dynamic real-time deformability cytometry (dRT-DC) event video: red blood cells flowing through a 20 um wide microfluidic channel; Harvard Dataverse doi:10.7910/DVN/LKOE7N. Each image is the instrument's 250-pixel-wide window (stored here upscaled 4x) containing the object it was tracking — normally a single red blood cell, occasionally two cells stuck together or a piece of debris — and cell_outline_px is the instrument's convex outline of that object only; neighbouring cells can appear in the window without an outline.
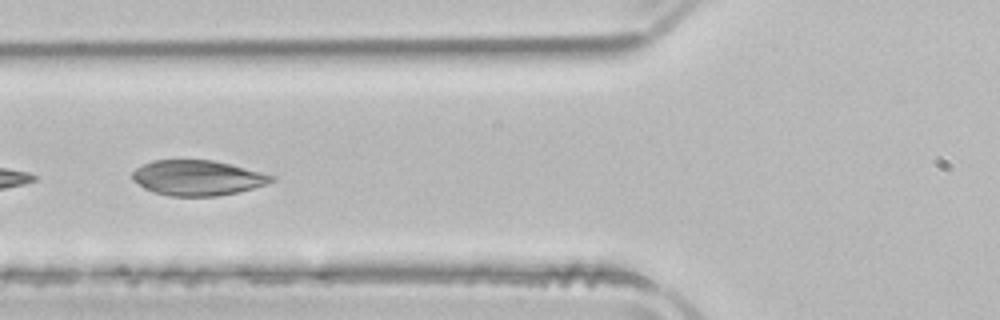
{"species": "common noctule bat (a hibernating species)", "species_latin": "Nyctalus noctula", "temperature_condition": "room temperature", "stored_images_in_passage": 16, "camera_frame_rate_fps": 3000, "um_per_image_px": 0.085, "animal": {"sex": "male", "body_mass_g": 21.5, "forearm_length_mm": 52.0}, "frame": {"image": 1, "passage_image": 5, "time_ms": 1.333, "image_size_px": [1000, 320], "cell_outline_px": [[276, 180], [252, 188], [236, 192], [216, 196], [168, 196], [152, 192], [144, 188], [132, 180], [132, 172], [136, 168], [152, 160], [212, 160], [276, 176]], "centroid_in_image_um": [16.73, 15.12], "position_along_channel_um": 109.1, "area_um2": 28.32}}
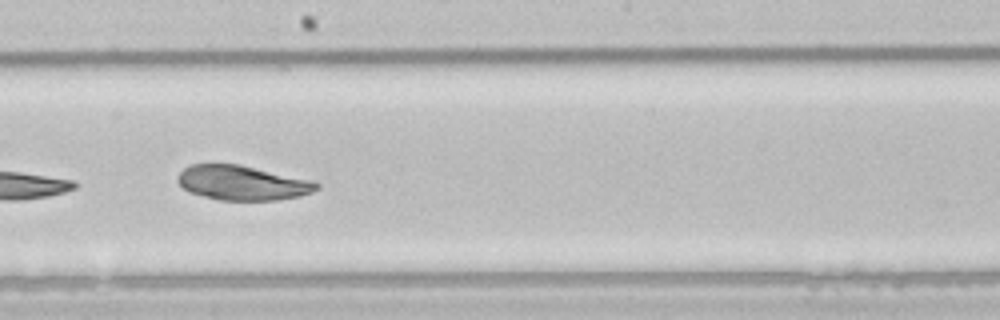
{"frame": {"image": 2, "passage_image": 14, "time_ms": 4.333, "image_size_px": [1000, 320], "cell_outline_px": [[320, 188], [312, 192], [300, 196], [276, 200], [220, 200], [188, 192], [176, 180], [176, 176], [188, 164], [240, 164], [316, 180], [320, 184]], "centroid_in_image_um": [20.64, 15.53], "position_along_channel_um": 227.6, "area_um2": 28.44}}